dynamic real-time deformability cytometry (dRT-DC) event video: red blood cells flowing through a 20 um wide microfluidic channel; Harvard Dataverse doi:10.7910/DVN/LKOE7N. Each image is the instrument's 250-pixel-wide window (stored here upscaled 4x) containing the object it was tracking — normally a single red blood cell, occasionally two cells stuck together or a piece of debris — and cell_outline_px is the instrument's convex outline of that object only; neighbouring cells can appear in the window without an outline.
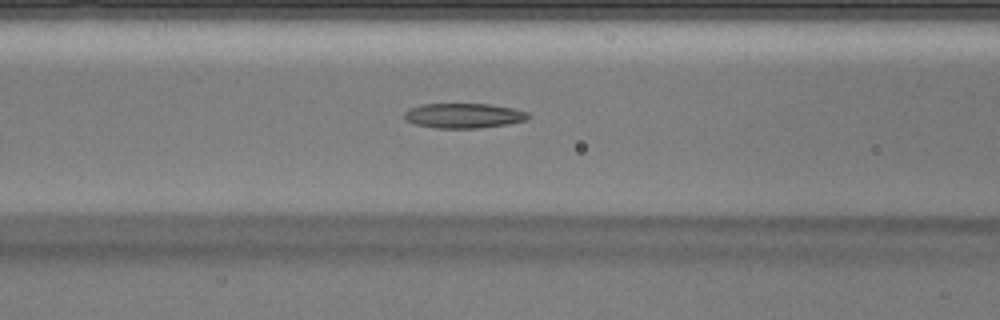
{"species": "Egyptian fruit bat (a non-hibernating species)", "species_latin": "Rousettus aegyptiacus", "temperature_condition": "warm", "stored_images_in_passage": 44, "camera_frame_rate_fps": 3000, "um_per_image_px": 0.085, "animal": {"sex": "male"}, "frame": {"image": 1, "passage_image": 18, "time_ms": 5.667, "image_size_px": [1000, 320], "cell_outline_px": [[532, 116], [524, 120], [508, 124], [480, 128], [436, 128], [416, 124], [408, 120], [404, 116], [404, 112], [408, 108], [420, 104], [488, 104], [512, 108], [528, 112]], "centroid_in_image_um": [39.41, 9.82], "position_along_channel_um": 127.2, "area_um2": 17.92}}
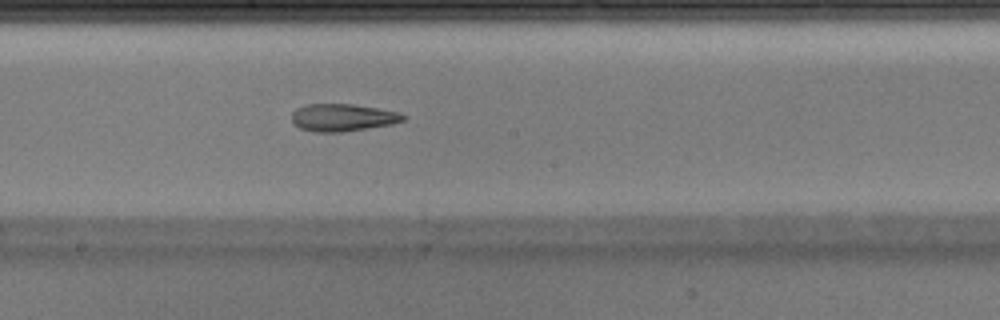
{"frame": {"image": 2, "passage_image": 24, "time_ms": 7.667, "image_size_px": [1000, 320], "cell_outline_px": [[408, 116], [404, 120], [392, 124], [340, 132], [316, 132], [300, 128], [292, 120], [292, 112], [296, 108], [308, 104], [352, 104], [400, 112]], "centroid_in_image_um": [29.14, 9.98], "position_along_channel_um": 219.1, "area_um2": 17.69}}
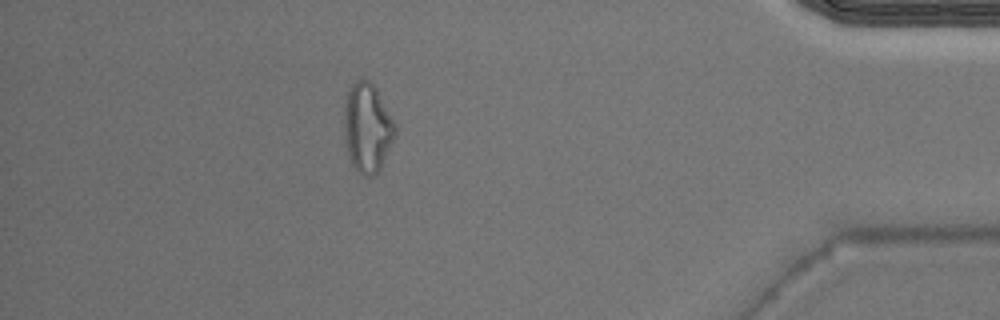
{"frame": {"image": 3, "passage_image": 39, "time_ms": 12.667, "image_size_px": [1000, 320], "cell_outline_px": [[396, 136], [380, 168], [372, 176], [364, 176], [356, 172], [352, 164], [348, 152], [344, 136], [344, 108], [348, 92], [352, 84], [356, 80], [368, 80], [376, 88], [396, 124]], "centroid_in_image_um": [31.23, 10.87], "position_along_channel_um": 404.0, "area_um2": 26.41}}